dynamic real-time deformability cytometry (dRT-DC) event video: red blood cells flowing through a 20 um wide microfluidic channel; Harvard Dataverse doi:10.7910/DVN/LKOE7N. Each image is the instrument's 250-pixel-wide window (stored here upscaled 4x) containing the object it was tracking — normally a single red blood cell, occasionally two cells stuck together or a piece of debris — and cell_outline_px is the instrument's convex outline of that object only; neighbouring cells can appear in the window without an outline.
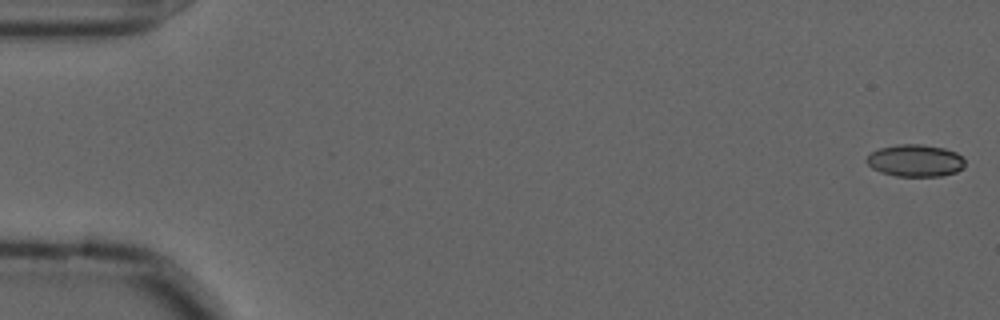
{"species": "common noctule bat (a hibernating species)", "species_latin": "Nyctalus noctula", "temperature_condition": "cold", "stored_images_in_passage": 9, "camera_frame_rate_fps": 3000, "um_per_image_px": 0.085, "animal": {"sex": "male", "forearm_length_mm": 52.5}, "frame": {"image": 1, "passage_image": 1, "time_ms": 0.0, "image_size_px": [1000, 320], "cell_outline_px": [[964, 168], [956, 172], [940, 176], [896, 176], [880, 172], [872, 168], [864, 160], [872, 152], [880, 148], [896, 144], [920, 144], [944, 148], [956, 152], [964, 156]], "centroid_in_image_um": [77.81, 13.65], "position_along_channel_um": 7.2, "area_um2": 18.55}}